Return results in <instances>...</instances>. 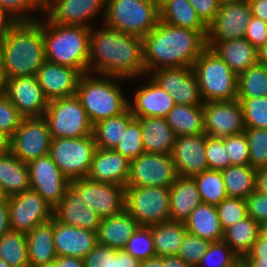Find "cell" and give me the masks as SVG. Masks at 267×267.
I'll return each mask as SVG.
<instances>
[{
  "instance_id": "obj_28",
  "label": "cell",
  "mask_w": 267,
  "mask_h": 267,
  "mask_svg": "<svg viewBox=\"0 0 267 267\" xmlns=\"http://www.w3.org/2000/svg\"><path fill=\"white\" fill-rule=\"evenodd\" d=\"M209 49L238 76L257 64V49L245 38L215 41Z\"/></svg>"
},
{
  "instance_id": "obj_20",
  "label": "cell",
  "mask_w": 267,
  "mask_h": 267,
  "mask_svg": "<svg viewBox=\"0 0 267 267\" xmlns=\"http://www.w3.org/2000/svg\"><path fill=\"white\" fill-rule=\"evenodd\" d=\"M106 3L107 0H58L42 15L53 23L92 28L91 21L100 11L104 22Z\"/></svg>"
},
{
  "instance_id": "obj_40",
  "label": "cell",
  "mask_w": 267,
  "mask_h": 267,
  "mask_svg": "<svg viewBox=\"0 0 267 267\" xmlns=\"http://www.w3.org/2000/svg\"><path fill=\"white\" fill-rule=\"evenodd\" d=\"M84 267H139L140 261L124 249L97 244L84 258Z\"/></svg>"
},
{
  "instance_id": "obj_32",
  "label": "cell",
  "mask_w": 267,
  "mask_h": 267,
  "mask_svg": "<svg viewBox=\"0 0 267 267\" xmlns=\"http://www.w3.org/2000/svg\"><path fill=\"white\" fill-rule=\"evenodd\" d=\"M0 187L7 197L30 188L28 164L19 160L12 152L0 155Z\"/></svg>"
},
{
  "instance_id": "obj_72",
  "label": "cell",
  "mask_w": 267,
  "mask_h": 267,
  "mask_svg": "<svg viewBox=\"0 0 267 267\" xmlns=\"http://www.w3.org/2000/svg\"><path fill=\"white\" fill-rule=\"evenodd\" d=\"M4 89H5V80L3 78V75L0 74V97L4 95Z\"/></svg>"
},
{
  "instance_id": "obj_59",
  "label": "cell",
  "mask_w": 267,
  "mask_h": 267,
  "mask_svg": "<svg viewBox=\"0 0 267 267\" xmlns=\"http://www.w3.org/2000/svg\"><path fill=\"white\" fill-rule=\"evenodd\" d=\"M252 16L267 22V0H247Z\"/></svg>"
},
{
  "instance_id": "obj_24",
  "label": "cell",
  "mask_w": 267,
  "mask_h": 267,
  "mask_svg": "<svg viewBox=\"0 0 267 267\" xmlns=\"http://www.w3.org/2000/svg\"><path fill=\"white\" fill-rule=\"evenodd\" d=\"M53 217L68 226L97 232L101 218L86 205L79 193L69 185L60 203L53 209Z\"/></svg>"
},
{
  "instance_id": "obj_42",
  "label": "cell",
  "mask_w": 267,
  "mask_h": 267,
  "mask_svg": "<svg viewBox=\"0 0 267 267\" xmlns=\"http://www.w3.org/2000/svg\"><path fill=\"white\" fill-rule=\"evenodd\" d=\"M195 181L202 203L217 206L228 198L221 170H205L192 177Z\"/></svg>"
},
{
  "instance_id": "obj_37",
  "label": "cell",
  "mask_w": 267,
  "mask_h": 267,
  "mask_svg": "<svg viewBox=\"0 0 267 267\" xmlns=\"http://www.w3.org/2000/svg\"><path fill=\"white\" fill-rule=\"evenodd\" d=\"M135 118L130 108L120 115L97 122L93 125L95 144L101 149H115L127 125Z\"/></svg>"
},
{
  "instance_id": "obj_9",
  "label": "cell",
  "mask_w": 267,
  "mask_h": 267,
  "mask_svg": "<svg viewBox=\"0 0 267 267\" xmlns=\"http://www.w3.org/2000/svg\"><path fill=\"white\" fill-rule=\"evenodd\" d=\"M169 188L125 187L124 209L139 223L150 227L170 221Z\"/></svg>"
},
{
  "instance_id": "obj_62",
  "label": "cell",
  "mask_w": 267,
  "mask_h": 267,
  "mask_svg": "<svg viewBox=\"0 0 267 267\" xmlns=\"http://www.w3.org/2000/svg\"><path fill=\"white\" fill-rule=\"evenodd\" d=\"M11 230L9 219V205L7 200L0 204V237Z\"/></svg>"
},
{
  "instance_id": "obj_2",
  "label": "cell",
  "mask_w": 267,
  "mask_h": 267,
  "mask_svg": "<svg viewBox=\"0 0 267 267\" xmlns=\"http://www.w3.org/2000/svg\"><path fill=\"white\" fill-rule=\"evenodd\" d=\"M142 39L146 76L160 68H192L207 48L206 37L200 31L172 26L161 20Z\"/></svg>"
},
{
  "instance_id": "obj_17",
  "label": "cell",
  "mask_w": 267,
  "mask_h": 267,
  "mask_svg": "<svg viewBox=\"0 0 267 267\" xmlns=\"http://www.w3.org/2000/svg\"><path fill=\"white\" fill-rule=\"evenodd\" d=\"M149 76L173 98L175 105H203L204 101L193 68H160Z\"/></svg>"
},
{
  "instance_id": "obj_14",
  "label": "cell",
  "mask_w": 267,
  "mask_h": 267,
  "mask_svg": "<svg viewBox=\"0 0 267 267\" xmlns=\"http://www.w3.org/2000/svg\"><path fill=\"white\" fill-rule=\"evenodd\" d=\"M7 202L11 230L27 233L53 218L54 208L31 188L8 197Z\"/></svg>"
},
{
  "instance_id": "obj_38",
  "label": "cell",
  "mask_w": 267,
  "mask_h": 267,
  "mask_svg": "<svg viewBox=\"0 0 267 267\" xmlns=\"http://www.w3.org/2000/svg\"><path fill=\"white\" fill-rule=\"evenodd\" d=\"M221 174L229 198L245 200L255 190L256 170L249 164L230 165Z\"/></svg>"
},
{
  "instance_id": "obj_76",
  "label": "cell",
  "mask_w": 267,
  "mask_h": 267,
  "mask_svg": "<svg viewBox=\"0 0 267 267\" xmlns=\"http://www.w3.org/2000/svg\"><path fill=\"white\" fill-rule=\"evenodd\" d=\"M0 267H12L0 258Z\"/></svg>"
},
{
  "instance_id": "obj_39",
  "label": "cell",
  "mask_w": 267,
  "mask_h": 267,
  "mask_svg": "<svg viewBox=\"0 0 267 267\" xmlns=\"http://www.w3.org/2000/svg\"><path fill=\"white\" fill-rule=\"evenodd\" d=\"M260 224L250 216L233 224L223 231L222 240L240 257H244L252 248L259 236Z\"/></svg>"
},
{
  "instance_id": "obj_29",
  "label": "cell",
  "mask_w": 267,
  "mask_h": 267,
  "mask_svg": "<svg viewBox=\"0 0 267 267\" xmlns=\"http://www.w3.org/2000/svg\"><path fill=\"white\" fill-rule=\"evenodd\" d=\"M170 221L185 222L202 203L197 185L191 177H178L169 187Z\"/></svg>"
},
{
  "instance_id": "obj_36",
  "label": "cell",
  "mask_w": 267,
  "mask_h": 267,
  "mask_svg": "<svg viewBox=\"0 0 267 267\" xmlns=\"http://www.w3.org/2000/svg\"><path fill=\"white\" fill-rule=\"evenodd\" d=\"M165 118L176 136L205 133L202 105H175Z\"/></svg>"
},
{
  "instance_id": "obj_66",
  "label": "cell",
  "mask_w": 267,
  "mask_h": 267,
  "mask_svg": "<svg viewBox=\"0 0 267 267\" xmlns=\"http://www.w3.org/2000/svg\"><path fill=\"white\" fill-rule=\"evenodd\" d=\"M139 267H164V256H154L139 263Z\"/></svg>"
},
{
  "instance_id": "obj_23",
  "label": "cell",
  "mask_w": 267,
  "mask_h": 267,
  "mask_svg": "<svg viewBox=\"0 0 267 267\" xmlns=\"http://www.w3.org/2000/svg\"><path fill=\"white\" fill-rule=\"evenodd\" d=\"M53 236L57 257L69 256L83 259L98 244L96 232L64 225L54 217Z\"/></svg>"
},
{
  "instance_id": "obj_63",
  "label": "cell",
  "mask_w": 267,
  "mask_h": 267,
  "mask_svg": "<svg viewBox=\"0 0 267 267\" xmlns=\"http://www.w3.org/2000/svg\"><path fill=\"white\" fill-rule=\"evenodd\" d=\"M255 190L267 195V167L256 170Z\"/></svg>"
},
{
  "instance_id": "obj_12",
  "label": "cell",
  "mask_w": 267,
  "mask_h": 267,
  "mask_svg": "<svg viewBox=\"0 0 267 267\" xmlns=\"http://www.w3.org/2000/svg\"><path fill=\"white\" fill-rule=\"evenodd\" d=\"M52 141L44 117H23L11 137V152L22 162L29 163L49 154Z\"/></svg>"
},
{
  "instance_id": "obj_55",
  "label": "cell",
  "mask_w": 267,
  "mask_h": 267,
  "mask_svg": "<svg viewBox=\"0 0 267 267\" xmlns=\"http://www.w3.org/2000/svg\"><path fill=\"white\" fill-rule=\"evenodd\" d=\"M247 215L255 222H267V195L254 190L246 199Z\"/></svg>"
},
{
  "instance_id": "obj_60",
  "label": "cell",
  "mask_w": 267,
  "mask_h": 267,
  "mask_svg": "<svg viewBox=\"0 0 267 267\" xmlns=\"http://www.w3.org/2000/svg\"><path fill=\"white\" fill-rule=\"evenodd\" d=\"M17 23L7 12L0 9V41H3L11 28Z\"/></svg>"
},
{
  "instance_id": "obj_4",
  "label": "cell",
  "mask_w": 267,
  "mask_h": 267,
  "mask_svg": "<svg viewBox=\"0 0 267 267\" xmlns=\"http://www.w3.org/2000/svg\"><path fill=\"white\" fill-rule=\"evenodd\" d=\"M44 18L42 34L46 61L87 73L91 28L57 24Z\"/></svg>"
},
{
  "instance_id": "obj_7",
  "label": "cell",
  "mask_w": 267,
  "mask_h": 267,
  "mask_svg": "<svg viewBox=\"0 0 267 267\" xmlns=\"http://www.w3.org/2000/svg\"><path fill=\"white\" fill-rule=\"evenodd\" d=\"M160 20L159 9L150 0H107L103 24L143 38Z\"/></svg>"
},
{
  "instance_id": "obj_15",
  "label": "cell",
  "mask_w": 267,
  "mask_h": 267,
  "mask_svg": "<svg viewBox=\"0 0 267 267\" xmlns=\"http://www.w3.org/2000/svg\"><path fill=\"white\" fill-rule=\"evenodd\" d=\"M251 17L247 0L221 4L214 20L208 25L207 47L215 41L244 38Z\"/></svg>"
},
{
  "instance_id": "obj_35",
  "label": "cell",
  "mask_w": 267,
  "mask_h": 267,
  "mask_svg": "<svg viewBox=\"0 0 267 267\" xmlns=\"http://www.w3.org/2000/svg\"><path fill=\"white\" fill-rule=\"evenodd\" d=\"M156 256L177 255L187 233L184 222L167 221L150 226Z\"/></svg>"
},
{
  "instance_id": "obj_6",
  "label": "cell",
  "mask_w": 267,
  "mask_h": 267,
  "mask_svg": "<svg viewBox=\"0 0 267 267\" xmlns=\"http://www.w3.org/2000/svg\"><path fill=\"white\" fill-rule=\"evenodd\" d=\"M204 102L237 99L238 76L208 47L193 65Z\"/></svg>"
},
{
  "instance_id": "obj_8",
  "label": "cell",
  "mask_w": 267,
  "mask_h": 267,
  "mask_svg": "<svg viewBox=\"0 0 267 267\" xmlns=\"http://www.w3.org/2000/svg\"><path fill=\"white\" fill-rule=\"evenodd\" d=\"M43 117L52 138H81L93 133L87 112L75 95L48 101Z\"/></svg>"
},
{
  "instance_id": "obj_68",
  "label": "cell",
  "mask_w": 267,
  "mask_h": 267,
  "mask_svg": "<svg viewBox=\"0 0 267 267\" xmlns=\"http://www.w3.org/2000/svg\"><path fill=\"white\" fill-rule=\"evenodd\" d=\"M245 267H267V260L241 259Z\"/></svg>"
},
{
  "instance_id": "obj_30",
  "label": "cell",
  "mask_w": 267,
  "mask_h": 267,
  "mask_svg": "<svg viewBox=\"0 0 267 267\" xmlns=\"http://www.w3.org/2000/svg\"><path fill=\"white\" fill-rule=\"evenodd\" d=\"M141 123L145 153L172 154L176 135L166 118L135 117Z\"/></svg>"
},
{
  "instance_id": "obj_52",
  "label": "cell",
  "mask_w": 267,
  "mask_h": 267,
  "mask_svg": "<svg viewBox=\"0 0 267 267\" xmlns=\"http://www.w3.org/2000/svg\"><path fill=\"white\" fill-rule=\"evenodd\" d=\"M205 154L210 170H223L230 166V157L225 148V138L206 136Z\"/></svg>"
},
{
  "instance_id": "obj_69",
  "label": "cell",
  "mask_w": 267,
  "mask_h": 267,
  "mask_svg": "<svg viewBox=\"0 0 267 267\" xmlns=\"http://www.w3.org/2000/svg\"><path fill=\"white\" fill-rule=\"evenodd\" d=\"M259 236L266 240L267 243V222L261 223L259 226Z\"/></svg>"
},
{
  "instance_id": "obj_22",
  "label": "cell",
  "mask_w": 267,
  "mask_h": 267,
  "mask_svg": "<svg viewBox=\"0 0 267 267\" xmlns=\"http://www.w3.org/2000/svg\"><path fill=\"white\" fill-rule=\"evenodd\" d=\"M81 73L73 68L45 61L36 77L44 97L50 101L74 96Z\"/></svg>"
},
{
  "instance_id": "obj_75",
  "label": "cell",
  "mask_w": 267,
  "mask_h": 267,
  "mask_svg": "<svg viewBox=\"0 0 267 267\" xmlns=\"http://www.w3.org/2000/svg\"><path fill=\"white\" fill-rule=\"evenodd\" d=\"M237 1H241V0H218L220 5L225 4V3L237 2Z\"/></svg>"
},
{
  "instance_id": "obj_67",
  "label": "cell",
  "mask_w": 267,
  "mask_h": 267,
  "mask_svg": "<svg viewBox=\"0 0 267 267\" xmlns=\"http://www.w3.org/2000/svg\"><path fill=\"white\" fill-rule=\"evenodd\" d=\"M257 62L267 67V41L257 49Z\"/></svg>"
},
{
  "instance_id": "obj_16",
  "label": "cell",
  "mask_w": 267,
  "mask_h": 267,
  "mask_svg": "<svg viewBox=\"0 0 267 267\" xmlns=\"http://www.w3.org/2000/svg\"><path fill=\"white\" fill-rule=\"evenodd\" d=\"M205 134L211 138H226L245 131L243 111L240 102L208 101L203 105Z\"/></svg>"
},
{
  "instance_id": "obj_48",
  "label": "cell",
  "mask_w": 267,
  "mask_h": 267,
  "mask_svg": "<svg viewBox=\"0 0 267 267\" xmlns=\"http://www.w3.org/2000/svg\"><path fill=\"white\" fill-rule=\"evenodd\" d=\"M124 250L139 261L156 256L151 228L139 226L128 239Z\"/></svg>"
},
{
  "instance_id": "obj_49",
  "label": "cell",
  "mask_w": 267,
  "mask_h": 267,
  "mask_svg": "<svg viewBox=\"0 0 267 267\" xmlns=\"http://www.w3.org/2000/svg\"><path fill=\"white\" fill-rule=\"evenodd\" d=\"M216 208L223 231L248 216L246 201L241 198L228 197L222 200Z\"/></svg>"
},
{
  "instance_id": "obj_5",
  "label": "cell",
  "mask_w": 267,
  "mask_h": 267,
  "mask_svg": "<svg viewBox=\"0 0 267 267\" xmlns=\"http://www.w3.org/2000/svg\"><path fill=\"white\" fill-rule=\"evenodd\" d=\"M115 80V81H114ZM127 80L108 75L82 74L75 96L87 112L92 125L124 113L129 108L118 81Z\"/></svg>"
},
{
  "instance_id": "obj_45",
  "label": "cell",
  "mask_w": 267,
  "mask_h": 267,
  "mask_svg": "<svg viewBox=\"0 0 267 267\" xmlns=\"http://www.w3.org/2000/svg\"><path fill=\"white\" fill-rule=\"evenodd\" d=\"M129 161L138 158L145 153L142 140L141 123L134 118L126 127L123 136L114 149Z\"/></svg>"
},
{
  "instance_id": "obj_50",
  "label": "cell",
  "mask_w": 267,
  "mask_h": 267,
  "mask_svg": "<svg viewBox=\"0 0 267 267\" xmlns=\"http://www.w3.org/2000/svg\"><path fill=\"white\" fill-rule=\"evenodd\" d=\"M0 9L7 12L17 22L37 21L32 11H42L40 0H0ZM32 13V15H31Z\"/></svg>"
},
{
  "instance_id": "obj_31",
  "label": "cell",
  "mask_w": 267,
  "mask_h": 267,
  "mask_svg": "<svg viewBox=\"0 0 267 267\" xmlns=\"http://www.w3.org/2000/svg\"><path fill=\"white\" fill-rule=\"evenodd\" d=\"M29 267H48L56 258L53 218L26 233Z\"/></svg>"
},
{
  "instance_id": "obj_26",
  "label": "cell",
  "mask_w": 267,
  "mask_h": 267,
  "mask_svg": "<svg viewBox=\"0 0 267 267\" xmlns=\"http://www.w3.org/2000/svg\"><path fill=\"white\" fill-rule=\"evenodd\" d=\"M147 79L148 83L140 86L129 101V108L135 117L165 118L175 102L150 76Z\"/></svg>"
},
{
  "instance_id": "obj_74",
  "label": "cell",
  "mask_w": 267,
  "mask_h": 267,
  "mask_svg": "<svg viewBox=\"0 0 267 267\" xmlns=\"http://www.w3.org/2000/svg\"><path fill=\"white\" fill-rule=\"evenodd\" d=\"M7 198L8 197L4 194L3 189L0 187V204L4 203Z\"/></svg>"
},
{
  "instance_id": "obj_46",
  "label": "cell",
  "mask_w": 267,
  "mask_h": 267,
  "mask_svg": "<svg viewBox=\"0 0 267 267\" xmlns=\"http://www.w3.org/2000/svg\"><path fill=\"white\" fill-rule=\"evenodd\" d=\"M249 165L255 170L267 167V129L245 128Z\"/></svg>"
},
{
  "instance_id": "obj_57",
  "label": "cell",
  "mask_w": 267,
  "mask_h": 267,
  "mask_svg": "<svg viewBox=\"0 0 267 267\" xmlns=\"http://www.w3.org/2000/svg\"><path fill=\"white\" fill-rule=\"evenodd\" d=\"M200 19L208 26L215 18L220 3L218 0H188Z\"/></svg>"
},
{
  "instance_id": "obj_47",
  "label": "cell",
  "mask_w": 267,
  "mask_h": 267,
  "mask_svg": "<svg viewBox=\"0 0 267 267\" xmlns=\"http://www.w3.org/2000/svg\"><path fill=\"white\" fill-rule=\"evenodd\" d=\"M237 100L242 106L245 128L267 129V96Z\"/></svg>"
},
{
  "instance_id": "obj_65",
  "label": "cell",
  "mask_w": 267,
  "mask_h": 267,
  "mask_svg": "<svg viewBox=\"0 0 267 267\" xmlns=\"http://www.w3.org/2000/svg\"><path fill=\"white\" fill-rule=\"evenodd\" d=\"M11 152V136L0 131V155Z\"/></svg>"
},
{
  "instance_id": "obj_70",
  "label": "cell",
  "mask_w": 267,
  "mask_h": 267,
  "mask_svg": "<svg viewBox=\"0 0 267 267\" xmlns=\"http://www.w3.org/2000/svg\"><path fill=\"white\" fill-rule=\"evenodd\" d=\"M58 0H40L42 8H43V14Z\"/></svg>"
},
{
  "instance_id": "obj_77",
  "label": "cell",
  "mask_w": 267,
  "mask_h": 267,
  "mask_svg": "<svg viewBox=\"0 0 267 267\" xmlns=\"http://www.w3.org/2000/svg\"><path fill=\"white\" fill-rule=\"evenodd\" d=\"M236 267H245L241 262Z\"/></svg>"
},
{
  "instance_id": "obj_56",
  "label": "cell",
  "mask_w": 267,
  "mask_h": 267,
  "mask_svg": "<svg viewBox=\"0 0 267 267\" xmlns=\"http://www.w3.org/2000/svg\"><path fill=\"white\" fill-rule=\"evenodd\" d=\"M244 38L258 49L267 41V22L252 16L246 28Z\"/></svg>"
},
{
  "instance_id": "obj_34",
  "label": "cell",
  "mask_w": 267,
  "mask_h": 267,
  "mask_svg": "<svg viewBox=\"0 0 267 267\" xmlns=\"http://www.w3.org/2000/svg\"><path fill=\"white\" fill-rule=\"evenodd\" d=\"M159 12L161 21L172 26L197 30L207 36L208 26L200 19L188 0H169Z\"/></svg>"
},
{
  "instance_id": "obj_71",
  "label": "cell",
  "mask_w": 267,
  "mask_h": 267,
  "mask_svg": "<svg viewBox=\"0 0 267 267\" xmlns=\"http://www.w3.org/2000/svg\"><path fill=\"white\" fill-rule=\"evenodd\" d=\"M158 9L163 7L169 0H150Z\"/></svg>"
},
{
  "instance_id": "obj_19",
  "label": "cell",
  "mask_w": 267,
  "mask_h": 267,
  "mask_svg": "<svg viewBox=\"0 0 267 267\" xmlns=\"http://www.w3.org/2000/svg\"><path fill=\"white\" fill-rule=\"evenodd\" d=\"M4 95L23 117H43L46 112L48 100L36 75L6 79Z\"/></svg>"
},
{
  "instance_id": "obj_21",
  "label": "cell",
  "mask_w": 267,
  "mask_h": 267,
  "mask_svg": "<svg viewBox=\"0 0 267 267\" xmlns=\"http://www.w3.org/2000/svg\"><path fill=\"white\" fill-rule=\"evenodd\" d=\"M206 134L176 136L172 159L180 177H193L208 170L205 154Z\"/></svg>"
},
{
  "instance_id": "obj_10",
  "label": "cell",
  "mask_w": 267,
  "mask_h": 267,
  "mask_svg": "<svg viewBox=\"0 0 267 267\" xmlns=\"http://www.w3.org/2000/svg\"><path fill=\"white\" fill-rule=\"evenodd\" d=\"M96 149L93 134L81 138H52L49 155L71 181L88 176Z\"/></svg>"
},
{
  "instance_id": "obj_58",
  "label": "cell",
  "mask_w": 267,
  "mask_h": 267,
  "mask_svg": "<svg viewBox=\"0 0 267 267\" xmlns=\"http://www.w3.org/2000/svg\"><path fill=\"white\" fill-rule=\"evenodd\" d=\"M241 259L267 260L266 240L258 236L250 251Z\"/></svg>"
},
{
  "instance_id": "obj_41",
  "label": "cell",
  "mask_w": 267,
  "mask_h": 267,
  "mask_svg": "<svg viewBox=\"0 0 267 267\" xmlns=\"http://www.w3.org/2000/svg\"><path fill=\"white\" fill-rule=\"evenodd\" d=\"M0 258L12 267H29L26 233L9 230L2 235Z\"/></svg>"
},
{
  "instance_id": "obj_73",
  "label": "cell",
  "mask_w": 267,
  "mask_h": 267,
  "mask_svg": "<svg viewBox=\"0 0 267 267\" xmlns=\"http://www.w3.org/2000/svg\"><path fill=\"white\" fill-rule=\"evenodd\" d=\"M2 57H3V44L0 41V74H2Z\"/></svg>"
},
{
  "instance_id": "obj_27",
  "label": "cell",
  "mask_w": 267,
  "mask_h": 267,
  "mask_svg": "<svg viewBox=\"0 0 267 267\" xmlns=\"http://www.w3.org/2000/svg\"><path fill=\"white\" fill-rule=\"evenodd\" d=\"M138 227L139 223L125 209L118 215L102 218L96 232L98 244L124 249Z\"/></svg>"
},
{
  "instance_id": "obj_11",
  "label": "cell",
  "mask_w": 267,
  "mask_h": 267,
  "mask_svg": "<svg viewBox=\"0 0 267 267\" xmlns=\"http://www.w3.org/2000/svg\"><path fill=\"white\" fill-rule=\"evenodd\" d=\"M178 177L171 155L143 153L130 161L129 177L125 187L169 188Z\"/></svg>"
},
{
  "instance_id": "obj_33",
  "label": "cell",
  "mask_w": 267,
  "mask_h": 267,
  "mask_svg": "<svg viewBox=\"0 0 267 267\" xmlns=\"http://www.w3.org/2000/svg\"><path fill=\"white\" fill-rule=\"evenodd\" d=\"M188 233L210 242H217L223 238V230L214 205L201 203L184 222Z\"/></svg>"
},
{
  "instance_id": "obj_53",
  "label": "cell",
  "mask_w": 267,
  "mask_h": 267,
  "mask_svg": "<svg viewBox=\"0 0 267 267\" xmlns=\"http://www.w3.org/2000/svg\"><path fill=\"white\" fill-rule=\"evenodd\" d=\"M225 148L230 157V165L249 164L248 141L245 133L226 137Z\"/></svg>"
},
{
  "instance_id": "obj_64",
  "label": "cell",
  "mask_w": 267,
  "mask_h": 267,
  "mask_svg": "<svg viewBox=\"0 0 267 267\" xmlns=\"http://www.w3.org/2000/svg\"><path fill=\"white\" fill-rule=\"evenodd\" d=\"M164 267H191L177 255L164 256Z\"/></svg>"
},
{
  "instance_id": "obj_43",
  "label": "cell",
  "mask_w": 267,
  "mask_h": 267,
  "mask_svg": "<svg viewBox=\"0 0 267 267\" xmlns=\"http://www.w3.org/2000/svg\"><path fill=\"white\" fill-rule=\"evenodd\" d=\"M267 96V67L255 64L238 75L237 98Z\"/></svg>"
},
{
  "instance_id": "obj_18",
  "label": "cell",
  "mask_w": 267,
  "mask_h": 267,
  "mask_svg": "<svg viewBox=\"0 0 267 267\" xmlns=\"http://www.w3.org/2000/svg\"><path fill=\"white\" fill-rule=\"evenodd\" d=\"M28 168L30 188L55 208L64 197L70 180L61 172L49 154L30 161Z\"/></svg>"
},
{
  "instance_id": "obj_25",
  "label": "cell",
  "mask_w": 267,
  "mask_h": 267,
  "mask_svg": "<svg viewBox=\"0 0 267 267\" xmlns=\"http://www.w3.org/2000/svg\"><path fill=\"white\" fill-rule=\"evenodd\" d=\"M130 161L114 149H96L87 178L126 186L129 177Z\"/></svg>"
},
{
  "instance_id": "obj_61",
  "label": "cell",
  "mask_w": 267,
  "mask_h": 267,
  "mask_svg": "<svg viewBox=\"0 0 267 267\" xmlns=\"http://www.w3.org/2000/svg\"><path fill=\"white\" fill-rule=\"evenodd\" d=\"M48 267H84L83 259L78 257H57Z\"/></svg>"
},
{
  "instance_id": "obj_3",
  "label": "cell",
  "mask_w": 267,
  "mask_h": 267,
  "mask_svg": "<svg viewBox=\"0 0 267 267\" xmlns=\"http://www.w3.org/2000/svg\"><path fill=\"white\" fill-rule=\"evenodd\" d=\"M2 44L4 80L36 75L38 69L46 61L42 18L32 22H17Z\"/></svg>"
},
{
  "instance_id": "obj_54",
  "label": "cell",
  "mask_w": 267,
  "mask_h": 267,
  "mask_svg": "<svg viewBox=\"0 0 267 267\" xmlns=\"http://www.w3.org/2000/svg\"><path fill=\"white\" fill-rule=\"evenodd\" d=\"M22 119L23 116L10 100L5 95L0 97V131L12 137Z\"/></svg>"
},
{
  "instance_id": "obj_51",
  "label": "cell",
  "mask_w": 267,
  "mask_h": 267,
  "mask_svg": "<svg viewBox=\"0 0 267 267\" xmlns=\"http://www.w3.org/2000/svg\"><path fill=\"white\" fill-rule=\"evenodd\" d=\"M210 241L186 233L177 256L191 267H197L201 257L207 252Z\"/></svg>"
},
{
  "instance_id": "obj_13",
  "label": "cell",
  "mask_w": 267,
  "mask_h": 267,
  "mask_svg": "<svg viewBox=\"0 0 267 267\" xmlns=\"http://www.w3.org/2000/svg\"><path fill=\"white\" fill-rule=\"evenodd\" d=\"M70 185L101 219L118 215L124 210L125 187L123 186L96 182L87 177L71 180Z\"/></svg>"
},
{
  "instance_id": "obj_1",
  "label": "cell",
  "mask_w": 267,
  "mask_h": 267,
  "mask_svg": "<svg viewBox=\"0 0 267 267\" xmlns=\"http://www.w3.org/2000/svg\"><path fill=\"white\" fill-rule=\"evenodd\" d=\"M103 25L91 28L87 73L127 80L146 76L143 39Z\"/></svg>"
},
{
  "instance_id": "obj_44",
  "label": "cell",
  "mask_w": 267,
  "mask_h": 267,
  "mask_svg": "<svg viewBox=\"0 0 267 267\" xmlns=\"http://www.w3.org/2000/svg\"><path fill=\"white\" fill-rule=\"evenodd\" d=\"M241 258L223 240L211 242L197 267H236Z\"/></svg>"
}]
</instances>
